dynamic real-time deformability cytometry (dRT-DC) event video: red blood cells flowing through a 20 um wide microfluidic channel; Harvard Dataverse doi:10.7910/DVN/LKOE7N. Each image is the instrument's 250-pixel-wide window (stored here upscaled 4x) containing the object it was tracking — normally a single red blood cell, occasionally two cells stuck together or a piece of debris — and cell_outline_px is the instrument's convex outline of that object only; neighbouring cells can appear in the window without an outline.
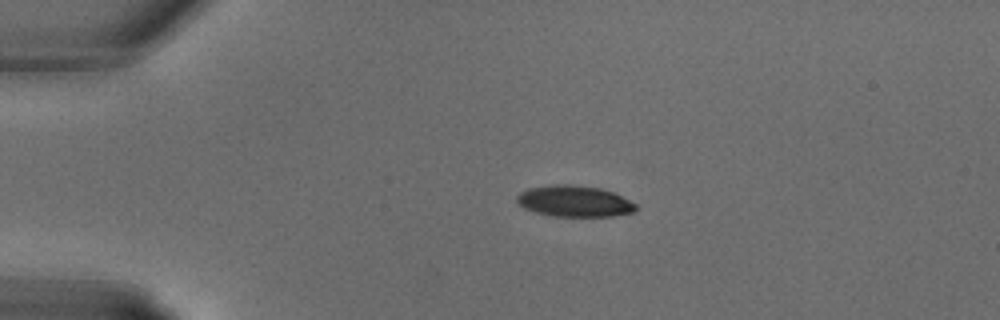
{"species": "common noctule bat (a hibernating species)", "species_latin": "Nyctalus noctula", "temperature_condition": "warm", "stored_images_in_passage": 12, "camera_frame_rate_fps": 3000, "um_per_image_px": 0.085, "animal": {"sex": "male", "body_mass_g": 18.8}, "frame": {"image": 1, "passage_image": 1, "time_ms": 0.0, "image_size_px": [1000, 320], "cell_outline_px": [[636, 208], [632, 212], [612, 216], [552, 216], [536, 212], [524, 208], [516, 204], [516, 196], [520, 192], [528, 188], [556, 184], [572, 184], [600, 188], [612, 192], [636, 204]], "centroid_in_image_um": [48.76, 17.1], "position_along_channel_um": 36.2, "area_um2": 21.56}}
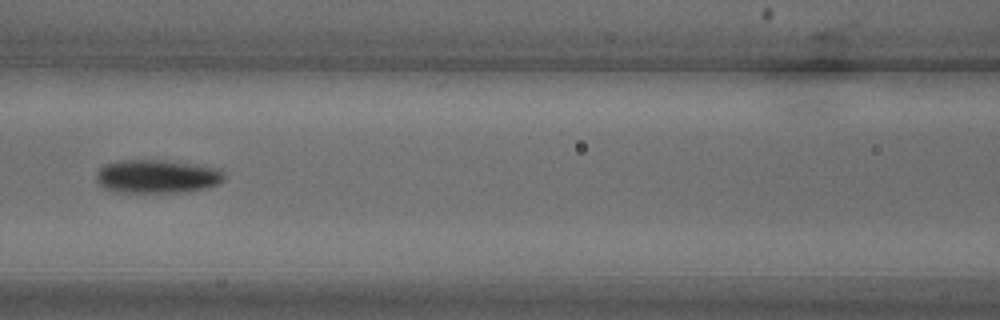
{"frame": {"image": 2, "passage_image": 8, "time_ms": 2.333, "image_size_px": [1000, 320], "cell_outline_px": [[224, 180], [212, 188], [184, 192], [112, 192], [104, 188], [96, 180], [96, 172], [104, 164], [120, 160], [168, 160], [224, 168]], "centroid_in_image_um": [13.41, 14.99], "position_along_channel_um": 153.2, "area_um2": 25.61}}
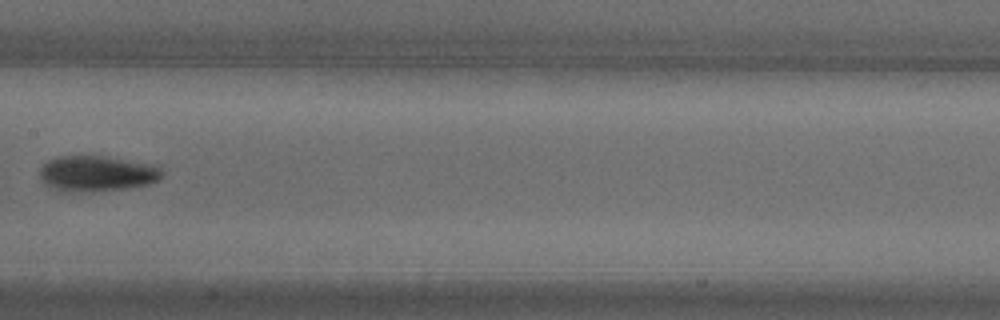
{"frame": {"image": 3, "passage_image": 10, "time_ms": 3.0, "image_size_px": [1000, 320], "cell_outline_px": [[164, 176], [160, 180], [148, 184], [128, 188], [84, 192], [56, 192], [48, 188], [44, 184], [40, 176], [40, 164], [56, 156], [104, 156], [160, 164], [164, 172]], "centroid_in_image_um": [8.25, 14.75], "position_along_channel_um": 199.2, "area_um2": 26.41}}